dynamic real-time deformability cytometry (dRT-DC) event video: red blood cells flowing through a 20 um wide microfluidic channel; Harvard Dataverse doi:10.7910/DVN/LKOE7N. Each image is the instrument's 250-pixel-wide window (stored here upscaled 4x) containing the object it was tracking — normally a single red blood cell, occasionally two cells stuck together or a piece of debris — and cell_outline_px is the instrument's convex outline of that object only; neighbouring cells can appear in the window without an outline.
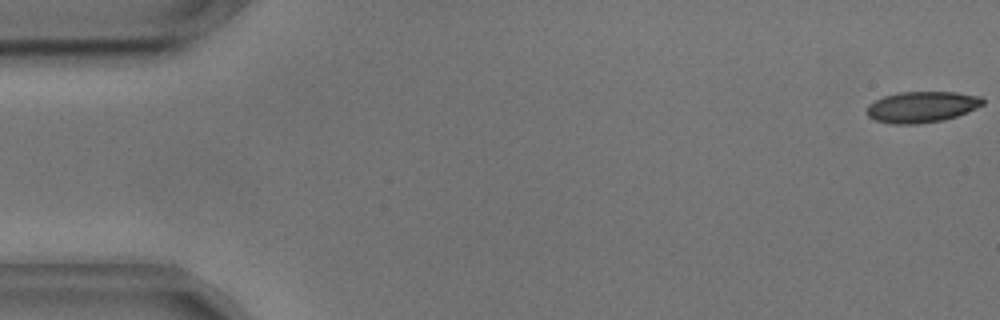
{"species": "common noctule bat (a hibernating species)", "species_latin": "Nyctalus noctula", "temperature_condition": "cold", "stored_images_in_passage": 55, "camera_frame_rate_fps": 3000, "um_per_image_px": 0.085, "animal": {"sex": "male", "body_mass_g": 17.9, "forearm_length_mm": 54.2}, "frame": {"image": 1, "passage_image": 1, "time_ms": 0.0, "image_size_px": [1000, 320], "cell_outline_px": [[984, 104], [968, 112], [944, 120], [916, 124], [892, 124], [876, 120], [868, 116], [868, 104], [884, 96], [900, 92], [956, 92], [980, 96], [984, 100]], "centroid_in_image_um": [78.38, 9.09], "position_along_channel_um": 6.6, "area_um2": 20.92}}
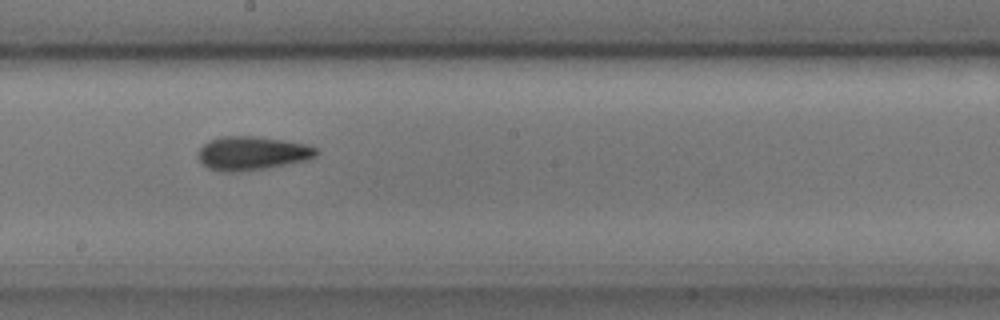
{"frame": {"image": 2, "passage_image": 30, "time_ms": 9.667, "image_size_px": [1000, 320], "cell_outline_px": [[320, 152], [316, 156], [308, 160], [264, 168], [240, 172], [220, 172], [208, 168], [200, 164], [196, 156], [200, 148], [208, 140], [220, 136], [256, 136], [284, 140], [308, 144], [316, 148]], "centroid_in_image_um": [21.39, 13.02], "position_along_channel_um": 226.8, "area_um2": 23.64}}
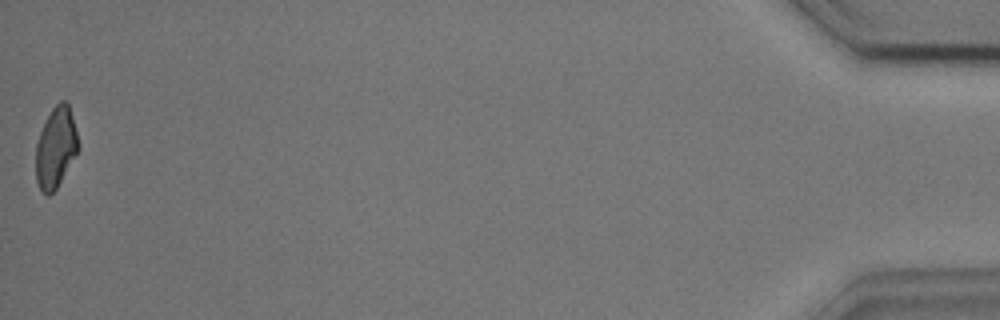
{"frame": {"image": 3, "passage_image": 55, "time_ms": 18.0, "image_size_px": [1000, 320], "cell_outline_px": [[80, 148], [56, 188], [48, 196], [40, 188], [36, 180], [36, 144], [40, 132], [52, 108], [60, 100], [68, 100]], "centroid_in_image_um": [4.75, 12.51], "position_along_channel_um": 430.5, "area_um2": 19.71}, "authors_computed_cell_mechanics": {"area_um2": 21.675, "velocity_mm_per_s": 3.6247, "shape_relaxation_time_tau1_ms": 3.7256, "shape_relaxation_time_tau2_ms": 2.7691, "deformation_change_tau1": 0.1095, "deformation_change_tau2": 0.0946}}